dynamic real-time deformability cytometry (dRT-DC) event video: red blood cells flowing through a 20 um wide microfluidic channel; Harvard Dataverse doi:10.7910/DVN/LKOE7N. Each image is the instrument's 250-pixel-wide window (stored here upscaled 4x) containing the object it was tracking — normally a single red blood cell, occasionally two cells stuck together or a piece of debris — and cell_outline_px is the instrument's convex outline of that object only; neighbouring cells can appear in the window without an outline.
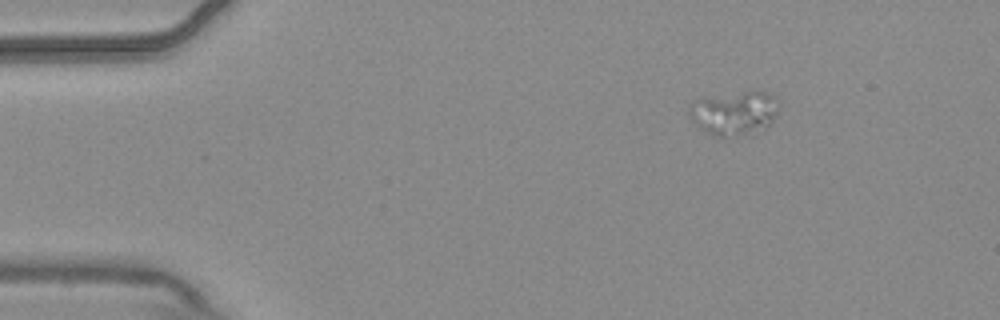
{"species": "common noctule bat (a hibernating species)", "species_latin": "Nyctalus noctula", "temperature_condition": "warm", "stored_images_in_passage": 7, "camera_frame_rate_fps": 3000, "um_per_image_px": 0.085, "animal": {"sex": "male", "body_mass_g": 20.4}, "frame": {"image": 1, "passage_image": 1, "time_ms": 0.0, "image_size_px": [1000, 320], "cell_outline_px": [[780, 104], [772, 120], [764, 132], [752, 136], [712, 136], [704, 132], [688, 116], [688, 104], [700, 100], [744, 92], [768, 92]], "centroid_in_image_um": [62.44, 9.69], "position_along_channel_um": 22.6, "area_um2": 22.95}}
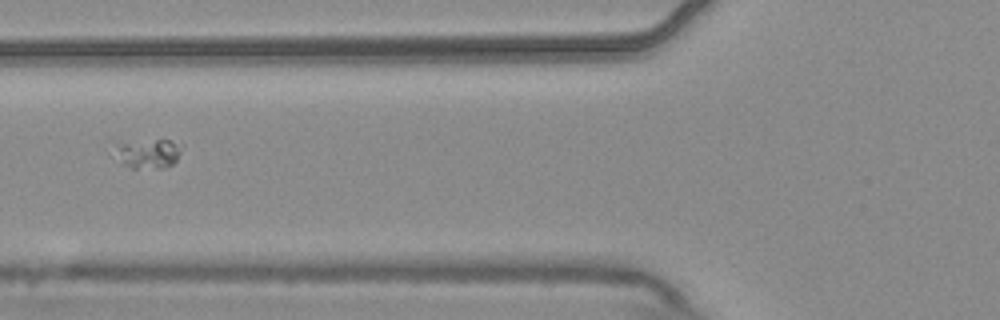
{"frame": {"image": 2, "passage_image": 5, "time_ms": 1.333, "image_size_px": [1000, 320], "cell_outline_px": [[184, 144], [176, 160], [172, 164], [160, 168], [132, 168], [124, 164], [116, 156], [112, 140], [168, 140]], "centroid_in_image_um": [12.51, 12.99], "position_along_channel_um": 113.3, "area_um2": 11.91}}
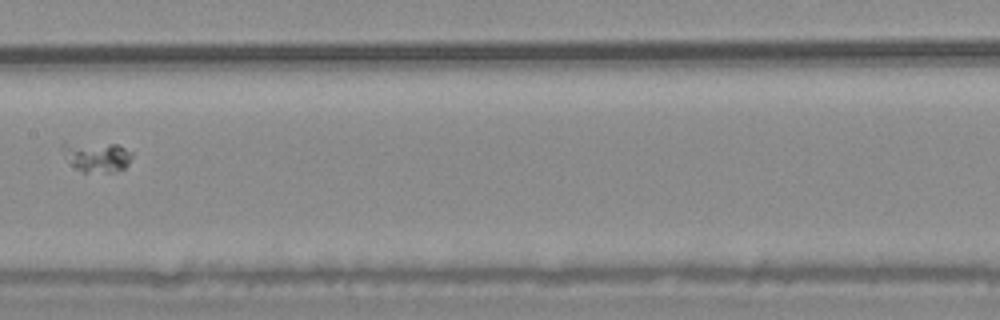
{"frame": {"image": 3, "passage_image": 7, "time_ms": 2.0, "image_size_px": [1000, 320], "cell_outline_px": [[132, 156], [128, 164], [124, 168], [112, 172], [84, 172], [76, 168], [64, 156], [64, 144], [116, 144], [132, 152]], "centroid_in_image_um": [8.29, 13.35], "position_along_channel_um": 199.1, "area_um2": 11.62}}